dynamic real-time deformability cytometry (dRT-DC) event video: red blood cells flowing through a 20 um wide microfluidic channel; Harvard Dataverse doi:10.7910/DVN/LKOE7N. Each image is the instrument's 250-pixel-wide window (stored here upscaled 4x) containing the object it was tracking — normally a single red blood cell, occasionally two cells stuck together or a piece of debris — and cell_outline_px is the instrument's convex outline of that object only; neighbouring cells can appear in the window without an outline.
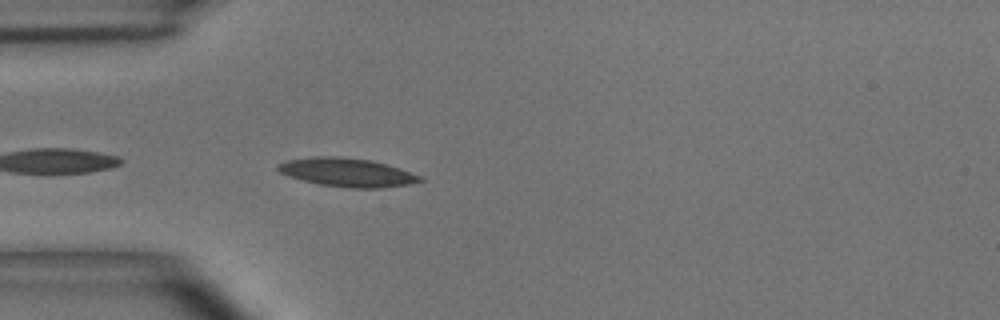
{"species": "common noctule bat (a hibernating species)", "species_latin": "Nyctalus noctula", "temperature_condition": "room temperature", "stored_images_in_passage": 8, "camera_frame_rate_fps": 3000, "um_per_image_px": 0.085, "animal": {"sex": "male", "body_mass_g": 15.6}, "frame": {"image": 1, "passage_image": 2, "time_ms": 0.333, "image_size_px": [1000, 320], "cell_outline_px": [[424, 180], [408, 184], [380, 188], [348, 188], [320, 184], [288, 176], [280, 172], [276, 168], [276, 164], [288, 160], [312, 156], [340, 156], [372, 160], [400, 168], [420, 176]], "centroid_in_image_um": [29.48, 14.64], "position_along_channel_um": 55.5, "area_um2": 23.64}}